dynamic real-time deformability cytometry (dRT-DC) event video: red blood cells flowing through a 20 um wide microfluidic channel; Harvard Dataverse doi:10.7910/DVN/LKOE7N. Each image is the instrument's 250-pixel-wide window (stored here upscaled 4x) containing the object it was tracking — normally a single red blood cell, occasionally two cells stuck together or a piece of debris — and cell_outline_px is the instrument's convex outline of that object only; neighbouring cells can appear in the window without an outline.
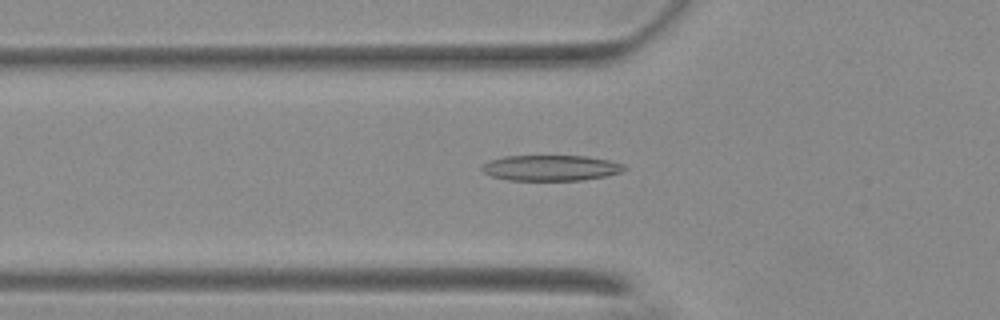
{"species": "Egyptian fruit bat (a non-hibernating species)", "species_latin": "Rousettus aegyptiacus", "temperature_condition": "warm", "stored_images_in_passage": 55, "camera_frame_rate_fps": 3000, "um_per_image_px": 0.085, "animal": {"sex": "female"}, "frame": {"image": 1, "passage_image": 19, "time_ms": 6.0, "image_size_px": [1000, 320], "cell_outline_px": [[628, 168], [620, 172], [604, 176], [584, 180], [508, 180], [492, 176], [484, 172], [480, 168], [488, 160], [504, 156], [588, 156], [608, 160], [624, 164]], "centroid_in_image_um": [46.82, 14.27], "position_along_channel_um": 79.0, "area_um2": 21.27}}
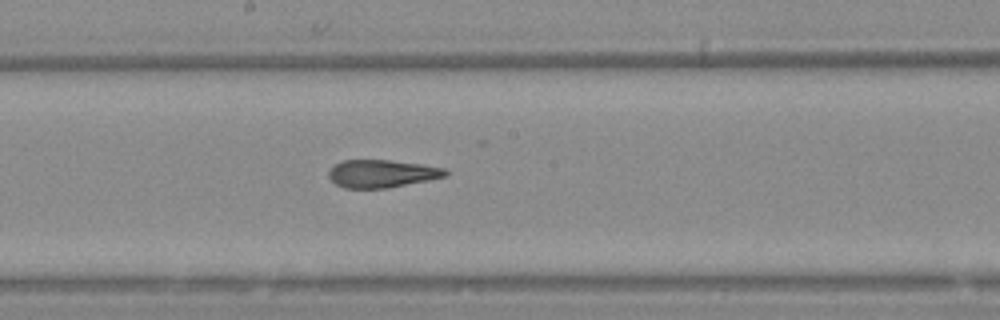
{"frame": {"image": 2, "passage_image": 30, "time_ms": 9.667, "image_size_px": [1000, 320], "cell_outline_px": [[448, 172], [444, 176], [428, 180], [384, 188], [344, 188], [336, 184], [328, 176], [328, 172], [340, 160], [388, 160], [420, 164], [444, 168]], "centroid_in_image_um": [32.41, 14.75], "position_along_channel_um": 215.8, "area_um2": 18.55}}
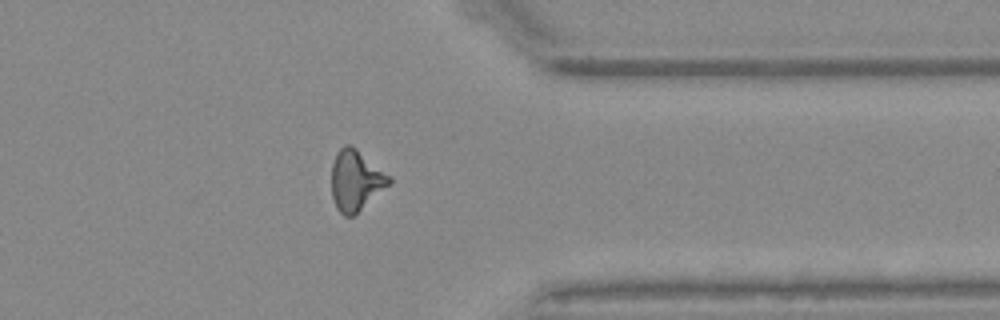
{"frame": {"image": 3, "passage_image": 44, "time_ms": 14.333, "image_size_px": [1000, 320], "cell_outline_px": [[392, 180], [388, 184], [352, 216], [344, 216], [336, 208], [332, 196], [332, 164], [336, 152], [344, 144], [352, 144], [392, 176]], "centroid_in_image_um": [30.23, 15.27], "position_along_channel_um": 381.2, "area_um2": 20.17}, "authors_computed_cell_mechanics": {"area_um2": 20.1144, "velocity_mm_per_s": 3.7149, "shape_relaxation_time_tau1_ms": 7.4975, "shape_relaxation_time_tau2_ms": 2.076, "deformation_change_tau1": 0.2219, "deformation_change_tau2": 0.1233}}